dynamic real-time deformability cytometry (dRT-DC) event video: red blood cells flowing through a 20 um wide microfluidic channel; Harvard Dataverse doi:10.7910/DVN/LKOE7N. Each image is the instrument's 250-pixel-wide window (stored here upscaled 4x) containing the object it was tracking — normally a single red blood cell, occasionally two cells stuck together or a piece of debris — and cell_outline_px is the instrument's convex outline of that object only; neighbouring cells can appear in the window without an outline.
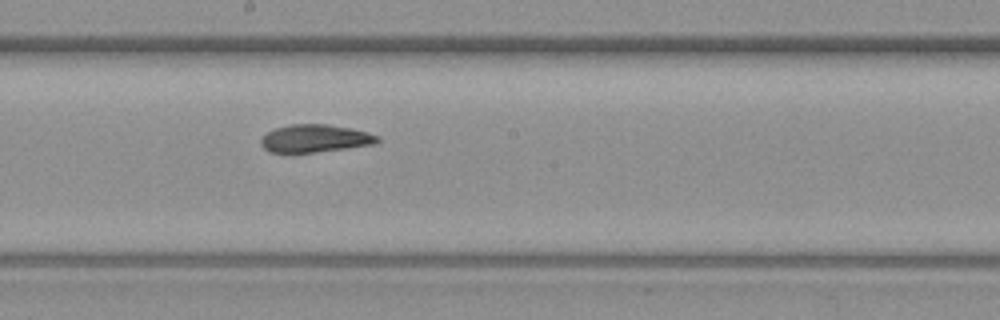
{"species": "common noctule bat (a hibernating species)", "species_latin": "Nyctalus noctula", "temperature_condition": "warm", "stored_images_in_passage": 8, "camera_frame_rate_fps": 3000, "um_per_image_px": 0.085, "animal": {"sex": "female", "body_mass_g": 19.3, "forearm_length_mm": 54.1}, "frame": {"image": 1, "passage_image": 8, "time_ms": 9.333, "image_size_px": [1000, 320], "cell_outline_px": [[380, 140], [376, 144], [312, 152], [268, 152], [260, 144], [260, 140], [268, 132], [276, 128], [292, 124], [328, 124], [352, 128], [368, 132], [380, 136]], "centroid_in_image_um": [26.81, 11.76], "position_along_channel_um": 221.4, "area_um2": 18.73}}